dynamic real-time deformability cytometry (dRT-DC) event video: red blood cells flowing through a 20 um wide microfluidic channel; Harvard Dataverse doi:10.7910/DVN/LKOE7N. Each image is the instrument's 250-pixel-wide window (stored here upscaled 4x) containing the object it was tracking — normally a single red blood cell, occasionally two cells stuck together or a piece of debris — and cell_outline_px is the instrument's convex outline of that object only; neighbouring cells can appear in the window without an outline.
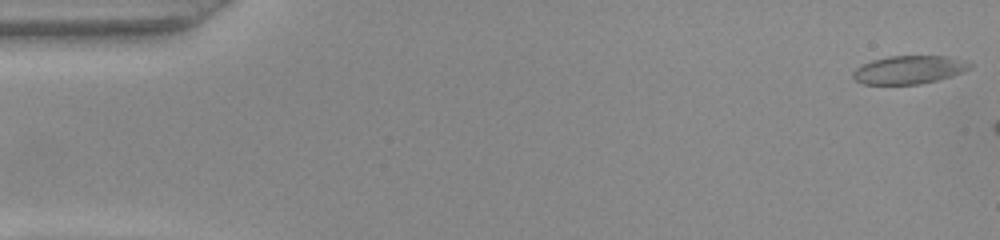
{"species": "common noctule bat (a hibernating species)", "species_latin": "Nyctalus noctula", "temperature_condition": "warm", "stored_images_in_passage": 7, "camera_frame_rate_fps": 3000, "um_per_image_px": 0.085, "animal": {"sex": "female", "body_mass_g": 22.0, "forearm_length_mm": 56.7}, "frame": {"image": 1, "passage_image": 1, "time_ms": 0.0, "image_size_px": [1000, 240], "cell_outline_px": [[972, 64], [964, 72], [952, 76], [920, 84], [864, 84], [856, 80], [852, 76], [852, 72], [860, 64], [872, 60], [888, 56], [948, 56], [964, 60]], "centroid_in_image_um": [77.25, 5.92], "position_along_channel_um": 7.8, "area_um2": 19.25}}